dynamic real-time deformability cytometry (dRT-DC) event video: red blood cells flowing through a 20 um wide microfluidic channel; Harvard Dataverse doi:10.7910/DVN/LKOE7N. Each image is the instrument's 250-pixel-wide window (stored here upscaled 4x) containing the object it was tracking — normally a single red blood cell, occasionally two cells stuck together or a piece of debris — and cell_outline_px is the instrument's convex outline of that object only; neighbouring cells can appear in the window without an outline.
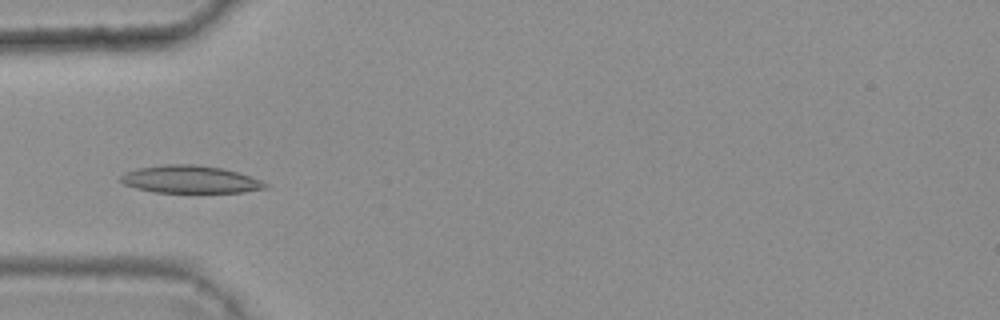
{"species": "common noctule bat (a hibernating species)", "species_latin": "Nyctalus noctula", "temperature_condition": "warm", "stored_images_in_passage": 10, "camera_frame_rate_fps": 3000, "um_per_image_px": 0.085, "animal": {"sex": "female", "body_mass_g": 25.1}, "frame": {"image": 1, "passage_image": 5, "time_ms": 1.333, "image_size_px": [1000, 320], "cell_outline_px": [[268, 188], [244, 192], [156, 192], [136, 188], [124, 184], [120, 180], [120, 176], [124, 172], [136, 168], [164, 164], [196, 164], [224, 168], [260, 180], [268, 184]], "centroid_in_image_um": [16.14, 15.24], "position_along_channel_um": 68.9, "area_um2": 23.24}}
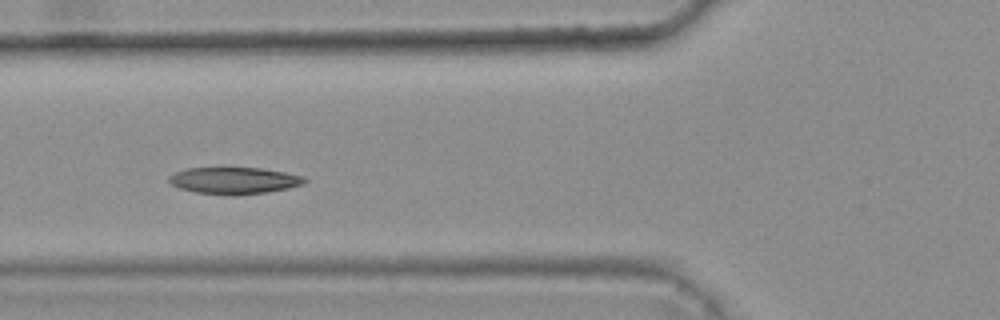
{"frame": {"image": 2, "passage_image": 6, "time_ms": 1.667, "image_size_px": [1000, 320], "cell_outline_px": [[308, 180], [304, 184], [288, 188], [268, 192], [232, 196], [196, 192], [180, 188], [172, 184], [168, 180], [168, 176], [176, 172], [188, 168], [260, 168], [284, 172], [304, 176]], "centroid_in_image_um": [19.93, 15.35], "position_along_channel_um": 105.9, "area_um2": 21.15}}
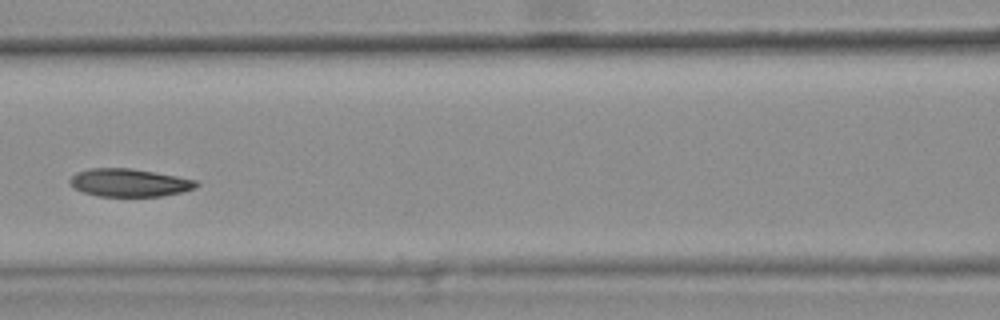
{"frame": {"image": 3, "passage_image": 7, "time_ms": 2.0, "image_size_px": [1000, 320], "cell_outline_px": [[200, 184], [196, 188], [184, 192], [160, 196], [96, 196], [72, 188], [68, 180], [76, 172], [92, 168], [132, 168], [176, 176], [196, 180]], "centroid_in_image_um": [10.99, 15.53], "position_along_channel_um": 155.6, "area_um2": 20.69}}